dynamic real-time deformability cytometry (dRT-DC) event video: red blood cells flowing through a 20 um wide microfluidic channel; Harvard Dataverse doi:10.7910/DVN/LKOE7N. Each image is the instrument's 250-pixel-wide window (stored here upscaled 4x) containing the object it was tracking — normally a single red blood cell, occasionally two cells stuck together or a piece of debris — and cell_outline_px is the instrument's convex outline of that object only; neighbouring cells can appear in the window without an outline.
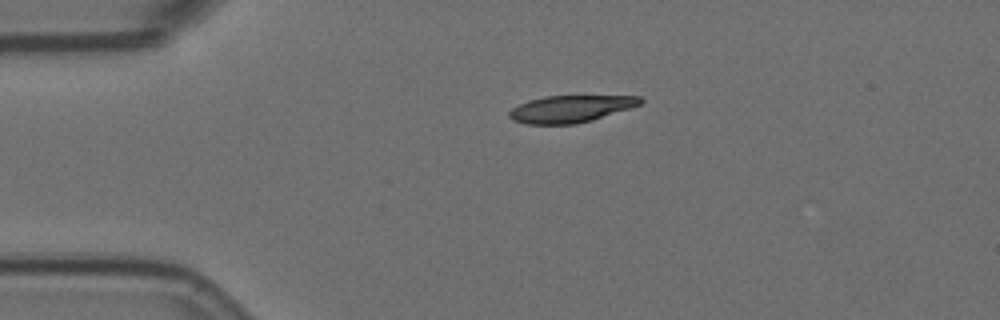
{"species": "Egyptian fruit bat (a non-hibernating species)", "species_latin": "Rousettus aegyptiacus", "temperature_condition": "room temperature", "stored_images_in_passage": 2, "camera_frame_rate_fps": 3000, "um_per_image_px": 0.085, "animal": {"sex": "female"}, "frame": {"image": 1, "passage_image": 1, "time_ms": 0.0, "image_size_px": [1000, 320], "cell_outline_px": [[644, 100], [640, 104], [632, 108], [592, 120], [576, 124], [524, 124], [512, 120], [508, 116], [508, 112], [512, 108], [528, 100], [544, 96], [640, 96]], "centroid_in_image_um": [48.49, 9.26], "position_along_channel_um": 36.5, "area_um2": 20.75}}